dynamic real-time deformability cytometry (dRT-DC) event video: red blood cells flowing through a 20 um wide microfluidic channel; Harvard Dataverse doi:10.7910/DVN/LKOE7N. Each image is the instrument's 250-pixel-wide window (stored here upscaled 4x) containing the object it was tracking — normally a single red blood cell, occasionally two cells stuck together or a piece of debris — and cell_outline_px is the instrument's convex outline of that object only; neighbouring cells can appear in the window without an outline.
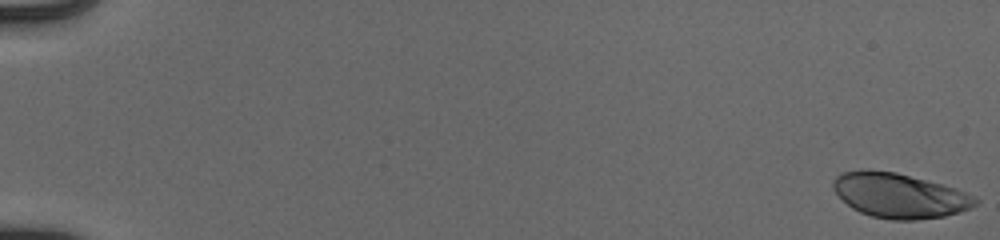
{"species": "human", "species_latin": "Homo sapiens", "temperature_condition": "cold", "stored_images_in_passage": 54, "camera_frame_rate_fps": 3000, "um_per_image_px": 0.085, "donor": {"sex": "male"}, "frame": {"image": 1, "passage_image": 1, "time_ms": 0.0, "image_size_px": [1000, 240], "cell_outline_px": [[980, 200], [976, 204], [960, 212], [944, 216], [916, 220], [892, 220], [872, 216], [860, 212], [852, 208], [832, 188], [832, 180], [836, 176], [844, 172], [868, 168], [896, 172], [956, 188]], "centroid_in_image_um": [76.42, 16.61], "position_along_channel_um": 8.6, "area_um2": 36.93}}
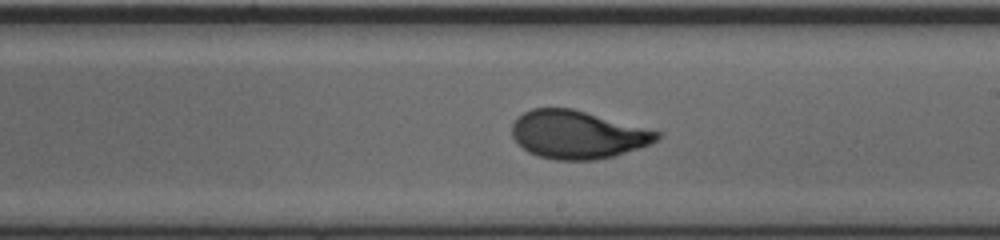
{"frame": {"image": 2, "passage_image": 34, "time_ms": 11.0, "image_size_px": [1000, 240], "cell_outline_px": [[664, 136], [640, 148], [612, 156], [596, 160], [556, 160], [540, 156], [528, 152], [512, 136], [512, 124], [524, 112], [532, 108], [572, 108], [664, 132]], "centroid_in_image_um": [49.14, 11.44], "position_along_channel_um": 239.9, "area_um2": 40.58}}
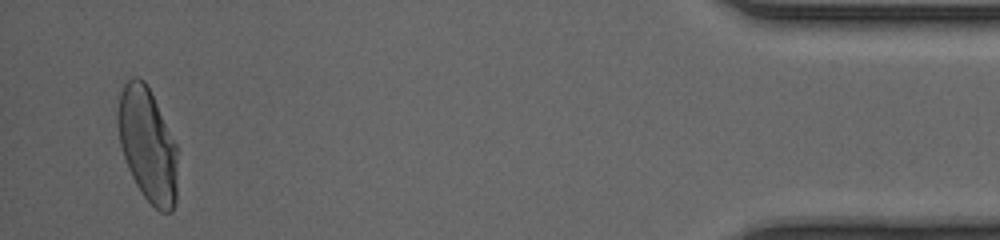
{"frame": {"image": 3, "passage_image": 53, "time_ms": 17.333, "image_size_px": [1000, 240], "cell_outline_px": [[176, 204], [172, 212], [160, 212], [140, 192], [132, 176], [124, 156], [120, 144], [116, 124], [116, 112], [120, 92], [124, 84], [132, 76], [140, 76], [144, 80], [176, 144]], "centroid_in_image_um": [12.51, 12.29], "position_along_channel_um": 422.7, "area_um2": 39.36}, "authors_computed_cell_mechanics": {"area_um2": 39.7086, "velocity_mm_per_s": 3.9542, "shape_relaxation_time_tau1_ms": 4.0433, "shape_relaxation_time_tau2_ms": null, "deformation_change_tau1": 0.186, "deformation_change_tau2": null}}